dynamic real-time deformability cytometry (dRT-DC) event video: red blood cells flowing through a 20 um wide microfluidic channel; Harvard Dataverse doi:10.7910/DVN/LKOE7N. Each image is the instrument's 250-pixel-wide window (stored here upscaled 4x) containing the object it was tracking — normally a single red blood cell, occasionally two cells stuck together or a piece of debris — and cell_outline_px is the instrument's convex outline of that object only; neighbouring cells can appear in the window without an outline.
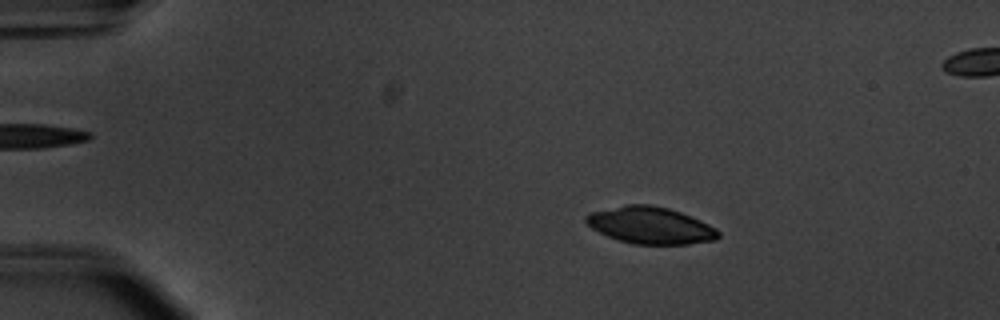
{"species": "common noctule bat (a hibernating species)", "species_latin": "Nyctalus noctula", "temperature_condition": "warm", "stored_images_in_passage": 54, "camera_frame_rate_fps": 3000, "um_per_image_px": 0.085, "animal": {"sex": "male", "body_mass_g": 20.1, "forearm_length_mm": 53.5}, "frame": {"image": 1, "passage_image": 10, "time_ms": 3.0, "image_size_px": [1000, 320], "cell_outline_px": [[720, 236], [716, 240], [688, 244], [632, 244], [616, 240], [592, 228], [584, 220], [584, 216], [592, 212], [624, 204], [652, 204], [668, 208], [680, 212], [700, 220], [716, 228], [720, 232]], "centroid_in_image_um": [55.29, 19.15], "position_along_channel_um": 29.7, "area_um2": 28.55}}
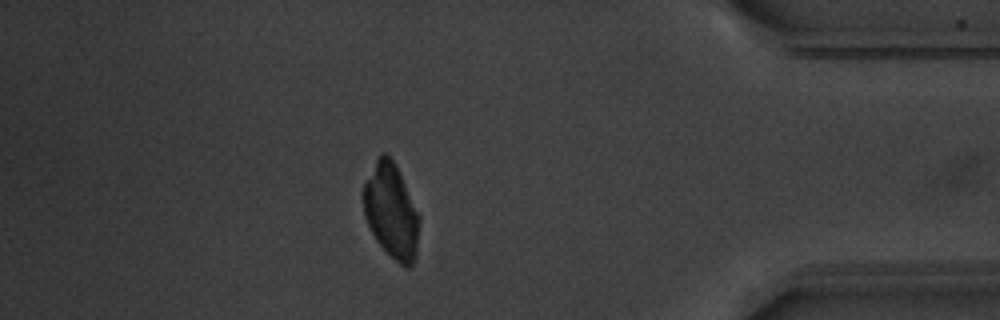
{"frame": {"image": 2, "passage_image": 48, "time_ms": 15.667, "image_size_px": [1000, 320], "cell_outline_px": [[420, 220], [416, 256], [412, 264], [408, 268], [404, 268], [376, 240], [364, 216], [364, 180], [380, 152], [384, 152], [392, 160], [420, 216]], "centroid_in_image_um": [33.26, 17.96], "position_along_channel_um": 401.9, "area_um2": 30.35}}